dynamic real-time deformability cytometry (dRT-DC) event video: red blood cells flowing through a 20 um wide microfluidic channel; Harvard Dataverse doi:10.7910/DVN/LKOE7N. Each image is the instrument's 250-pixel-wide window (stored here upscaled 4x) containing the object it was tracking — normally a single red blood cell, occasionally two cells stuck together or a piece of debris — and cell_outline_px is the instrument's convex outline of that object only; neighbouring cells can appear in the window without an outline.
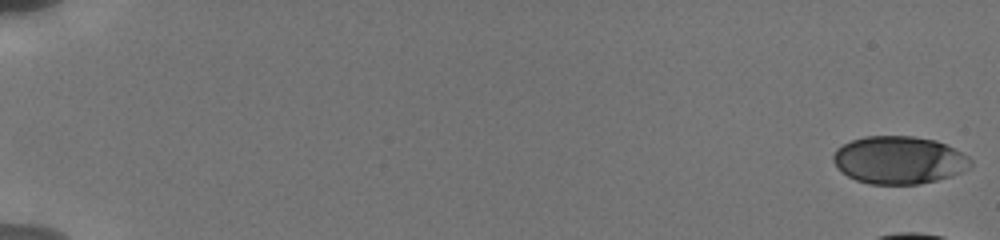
{"species": "human", "species_latin": "Homo sapiens", "temperature_condition": "cold", "stored_images_in_passage": 22, "camera_frame_rate_fps": 3000, "um_per_image_px": 0.085, "donor": {"sex": "male"}, "frame": {"image": 1, "passage_image": 1, "time_ms": 0.0, "image_size_px": [1000, 240], "cell_outline_px": [[972, 164], [968, 168], [952, 176], [920, 184], [868, 184], [856, 180], [848, 176], [832, 160], [832, 156], [836, 148], [852, 140], [864, 136], [912, 136], [936, 140], [968, 156], [972, 160]], "centroid_in_image_um": [76.41, 13.6], "position_along_channel_um": 8.6, "area_um2": 38.03}}